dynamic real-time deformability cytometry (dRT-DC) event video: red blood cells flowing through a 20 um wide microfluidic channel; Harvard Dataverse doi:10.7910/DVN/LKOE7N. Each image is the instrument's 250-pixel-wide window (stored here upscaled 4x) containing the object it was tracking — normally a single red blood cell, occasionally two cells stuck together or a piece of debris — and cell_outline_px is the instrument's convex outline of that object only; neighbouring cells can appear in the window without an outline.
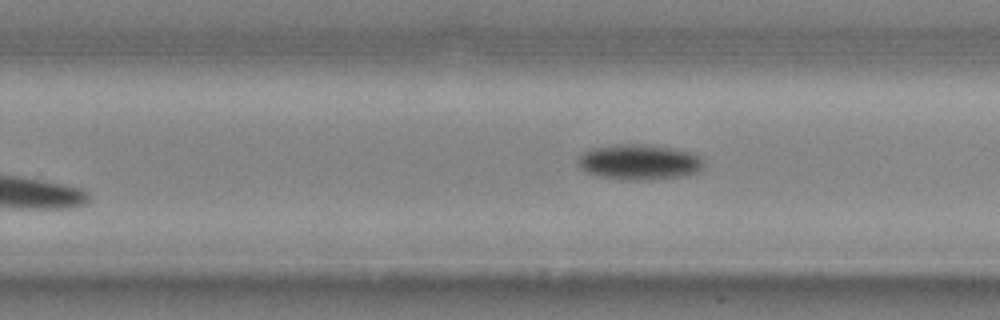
{"species": "common noctule bat (a hibernating species)", "species_latin": "Nyctalus noctula", "temperature_condition": "cold", "stored_images_in_passage": 16, "camera_frame_rate_fps": 3000, "um_per_image_px": 0.085, "animal": {"sex": "male", "body_mass_g": 20.4}, "frame": {"image": 1, "passage_image": 16, "time_ms": 5.0, "image_size_px": [1000, 320], "cell_outline_px": [[704, 164], [700, 172], [680, 176], [648, 180], [620, 180], [596, 176], [584, 172], [580, 168], [576, 160], [580, 152], [592, 148], [620, 144], [648, 144], [688, 152], [700, 156], [704, 160]], "centroid_in_image_um": [54.26, 13.79], "position_along_channel_um": 275.5, "area_um2": 26.3}}